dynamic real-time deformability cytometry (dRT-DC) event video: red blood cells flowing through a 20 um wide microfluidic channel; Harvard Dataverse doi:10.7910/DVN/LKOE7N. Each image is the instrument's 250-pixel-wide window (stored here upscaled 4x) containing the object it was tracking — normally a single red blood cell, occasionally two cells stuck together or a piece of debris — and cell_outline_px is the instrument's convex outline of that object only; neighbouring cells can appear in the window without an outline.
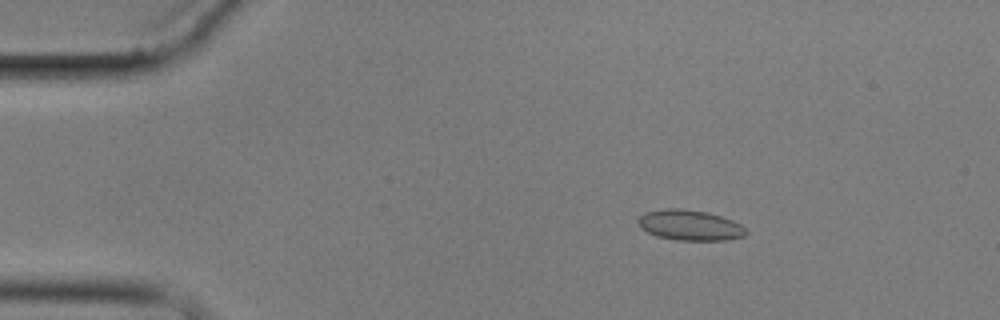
{"species": "common noctule bat (a hibernating species)", "species_latin": "Nyctalus noctula", "temperature_condition": "cold", "stored_images_in_passage": 5, "camera_frame_rate_fps": 3000, "um_per_image_px": 0.085, "animal": {"sex": "male", "body_mass_g": 17.9}, "frame": {"image": 1, "passage_image": 2, "time_ms": 1.333, "image_size_px": [1000, 320], "cell_outline_px": [[748, 232], [744, 236], [728, 240], [676, 240], [656, 236], [640, 228], [636, 220], [644, 212], [668, 208], [680, 208], [708, 212], [732, 220], [740, 224]], "centroid_in_image_um": [58.61, 19.14], "position_along_channel_um": 26.4, "area_um2": 19.25}}